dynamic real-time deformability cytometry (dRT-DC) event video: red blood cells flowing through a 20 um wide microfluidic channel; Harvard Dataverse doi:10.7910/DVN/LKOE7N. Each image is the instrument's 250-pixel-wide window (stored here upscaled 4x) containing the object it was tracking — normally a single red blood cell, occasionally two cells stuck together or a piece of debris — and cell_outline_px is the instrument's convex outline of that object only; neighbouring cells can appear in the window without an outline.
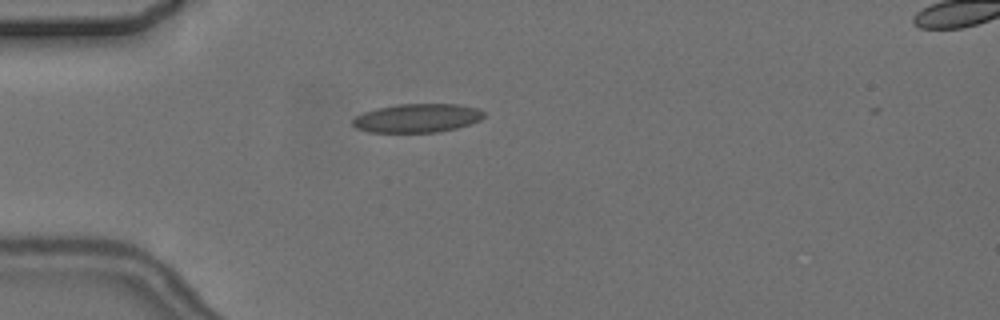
{"species": "common noctule bat (a hibernating species)", "species_latin": "Nyctalus noctula", "temperature_condition": "cold", "stored_images_in_passage": 5, "camera_frame_rate_fps": 3000, "um_per_image_px": 0.085, "animal": {"sex": "female", "body_mass_g": 24.6, "forearm_length_mm": 56.2}, "frame": {"image": 1, "passage_image": 4, "time_ms": 4.333, "image_size_px": [1000, 320], "cell_outline_px": [[484, 116], [480, 120], [456, 128], [440, 132], [368, 132], [356, 128], [352, 124], [352, 120], [356, 116], [364, 112], [376, 108], [396, 104], [460, 104], [480, 108], [484, 112]], "centroid_in_image_um": [35.47, 10.03], "position_along_channel_um": 49.5, "area_um2": 22.08}}